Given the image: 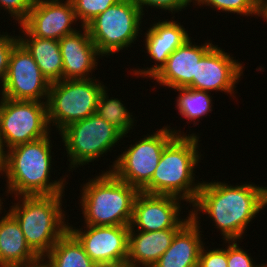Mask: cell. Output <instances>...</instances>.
<instances>
[{
	"label": "cell",
	"mask_w": 267,
	"mask_h": 267,
	"mask_svg": "<svg viewBox=\"0 0 267 267\" xmlns=\"http://www.w3.org/2000/svg\"><path fill=\"white\" fill-rule=\"evenodd\" d=\"M44 257L39 256L37 259L28 262L27 264H20V265H14L9 267H52L51 264L48 261L44 262ZM44 262V263H43Z\"/></svg>",
	"instance_id": "33"
},
{
	"label": "cell",
	"mask_w": 267,
	"mask_h": 267,
	"mask_svg": "<svg viewBox=\"0 0 267 267\" xmlns=\"http://www.w3.org/2000/svg\"><path fill=\"white\" fill-rule=\"evenodd\" d=\"M198 218L191 217L175 234L170 247L152 267H198L203 247Z\"/></svg>",
	"instance_id": "19"
},
{
	"label": "cell",
	"mask_w": 267,
	"mask_h": 267,
	"mask_svg": "<svg viewBox=\"0 0 267 267\" xmlns=\"http://www.w3.org/2000/svg\"><path fill=\"white\" fill-rule=\"evenodd\" d=\"M119 0H71L76 18L80 19L81 26L85 27L100 13L105 12Z\"/></svg>",
	"instance_id": "27"
},
{
	"label": "cell",
	"mask_w": 267,
	"mask_h": 267,
	"mask_svg": "<svg viewBox=\"0 0 267 267\" xmlns=\"http://www.w3.org/2000/svg\"><path fill=\"white\" fill-rule=\"evenodd\" d=\"M213 46V43L208 42L201 46L193 45L191 38L188 39L170 54L151 79L171 89L190 87L196 81L197 64Z\"/></svg>",
	"instance_id": "16"
},
{
	"label": "cell",
	"mask_w": 267,
	"mask_h": 267,
	"mask_svg": "<svg viewBox=\"0 0 267 267\" xmlns=\"http://www.w3.org/2000/svg\"><path fill=\"white\" fill-rule=\"evenodd\" d=\"M47 102L2 97L0 108V157L15 146L50 135ZM6 144V145H5ZM4 147H7L4 149Z\"/></svg>",
	"instance_id": "8"
},
{
	"label": "cell",
	"mask_w": 267,
	"mask_h": 267,
	"mask_svg": "<svg viewBox=\"0 0 267 267\" xmlns=\"http://www.w3.org/2000/svg\"><path fill=\"white\" fill-rule=\"evenodd\" d=\"M107 94L104 87L98 99L96 114L116 127L125 136L134 126V119L124 104L121 103V100H118V98L108 99Z\"/></svg>",
	"instance_id": "25"
},
{
	"label": "cell",
	"mask_w": 267,
	"mask_h": 267,
	"mask_svg": "<svg viewBox=\"0 0 267 267\" xmlns=\"http://www.w3.org/2000/svg\"><path fill=\"white\" fill-rule=\"evenodd\" d=\"M86 230H68L82 244L85 252L97 266L126 264L128 258L129 228L124 226L86 225Z\"/></svg>",
	"instance_id": "12"
},
{
	"label": "cell",
	"mask_w": 267,
	"mask_h": 267,
	"mask_svg": "<svg viewBox=\"0 0 267 267\" xmlns=\"http://www.w3.org/2000/svg\"><path fill=\"white\" fill-rule=\"evenodd\" d=\"M50 138L48 135L15 146L0 157V173H5L7 178V193H14L18 199L20 195H53L65 192L66 178L50 182Z\"/></svg>",
	"instance_id": "2"
},
{
	"label": "cell",
	"mask_w": 267,
	"mask_h": 267,
	"mask_svg": "<svg viewBox=\"0 0 267 267\" xmlns=\"http://www.w3.org/2000/svg\"><path fill=\"white\" fill-rule=\"evenodd\" d=\"M142 18L135 0H119L85 27L101 56H110L134 43Z\"/></svg>",
	"instance_id": "7"
},
{
	"label": "cell",
	"mask_w": 267,
	"mask_h": 267,
	"mask_svg": "<svg viewBox=\"0 0 267 267\" xmlns=\"http://www.w3.org/2000/svg\"><path fill=\"white\" fill-rule=\"evenodd\" d=\"M104 87L92 78L50 83L47 100L49 126L52 123L60 132L69 124L96 114Z\"/></svg>",
	"instance_id": "6"
},
{
	"label": "cell",
	"mask_w": 267,
	"mask_h": 267,
	"mask_svg": "<svg viewBox=\"0 0 267 267\" xmlns=\"http://www.w3.org/2000/svg\"><path fill=\"white\" fill-rule=\"evenodd\" d=\"M35 0H0V6L21 24L28 16Z\"/></svg>",
	"instance_id": "30"
},
{
	"label": "cell",
	"mask_w": 267,
	"mask_h": 267,
	"mask_svg": "<svg viewBox=\"0 0 267 267\" xmlns=\"http://www.w3.org/2000/svg\"><path fill=\"white\" fill-rule=\"evenodd\" d=\"M259 16H262L267 22V0H260Z\"/></svg>",
	"instance_id": "34"
},
{
	"label": "cell",
	"mask_w": 267,
	"mask_h": 267,
	"mask_svg": "<svg viewBox=\"0 0 267 267\" xmlns=\"http://www.w3.org/2000/svg\"><path fill=\"white\" fill-rule=\"evenodd\" d=\"M135 2L140 7V10L144 15L143 12L145 6L168 10L169 12L171 11L173 14V11L179 12L183 8L187 7V5H190L189 3L194 1L193 0H135Z\"/></svg>",
	"instance_id": "31"
},
{
	"label": "cell",
	"mask_w": 267,
	"mask_h": 267,
	"mask_svg": "<svg viewBox=\"0 0 267 267\" xmlns=\"http://www.w3.org/2000/svg\"><path fill=\"white\" fill-rule=\"evenodd\" d=\"M38 257L27 244L16 218L7 212L0 219V267L27 264Z\"/></svg>",
	"instance_id": "21"
},
{
	"label": "cell",
	"mask_w": 267,
	"mask_h": 267,
	"mask_svg": "<svg viewBox=\"0 0 267 267\" xmlns=\"http://www.w3.org/2000/svg\"><path fill=\"white\" fill-rule=\"evenodd\" d=\"M192 206L191 217H198V211L207 213L224 241L241 240L250 221L267 206V187L202 182Z\"/></svg>",
	"instance_id": "1"
},
{
	"label": "cell",
	"mask_w": 267,
	"mask_h": 267,
	"mask_svg": "<svg viewBox=\"0 0 267 267\" xmlns=\"http://www.w3.org/2000/svg\"><path fill=\"white\" fill-rule=\"evenodd\" d=\"M179 91L177 105L180 115L190 122L204 117L212 111V98L208 91L191 89L189 87L176 88Z\"/></svg>",
	"instance_id": "24"
},
{
	"label": "cell",
	"mask_w": 267,
	"mask_h": 267,
	"mask_svg": "<svg viewBox=\"0 0 267 267\" xmlns=\"http://www.w3.org/2000/svg\"><path fill=\"white\" fill-rule=\"evenodd\" d=\"M18 42L17 36L0 35V80L2 84L7 73L11 51Z\"/></svg>",
	"instance_id": "32"
},
{
	"label": "cell",
	"mask_w": 267,
	"mask_h": 267,
	"mask_svg": "<svg viewBox=\"0 0 267 267\" xmlns=\"http://www.w3.org/2000/svg\"><path fill=\"white\" fill-rule=\"evenodd\" d=\"M148 30L145 34V48L147 54H149L154 62L156 61L159 64L155 63L148 70L139 69L133 70V72L134 75L151 78L166 63L170 54L183 45L190 37L185 28L174 20L159 21Z\"/></svg>",
	"instance_id": "18"
},
{
	"label": "cell",
	"mask_w": 267,
	"mask_h": 267,
	"mask_svg": "<svg viewBox=\"0 0 267 267\" xmlns=\"http://www.w3.org/2000/svg\"><path fill=\"white\" fill-rule=\"evenodd\" d=\"M243 68L229 53L214 45L197 64L196 81L189 88L232 94L235 84L243 74Z\"/></svg>",
	"instance_id": "15"
},
{
	"label": "cell",
	"mask_w": 267,
	"mask_h": 267,
	"mask_svg": "<svg viewBox=\"0 0 267 267\" xmlns=\"http://www.w3.org/2000/svg\"><path fill=\"white\" fill-rule=\"evenodd\" d=\"M50 83L26 48L18 42L11 51L2 97L12 100H48ZM46 98V99H45Z\"/></svg>",
	"instance_id": "11"
},
{
	"label": "cell",
	"mask_w": 267,
	"mask_h": 267,
	"mask_svg": "<svg viewBox=\"0 0 267 267\" xmlns=\"http://www.w3.org/2000/svg\"><path fill=\"white\" fill-rule=\"evenodd\" d=\"M2 204H3V202L1 201V198H0V210H2V207H1ZM0 213H1V211H0Z\"/></svg>",
	"instance_id": "36"
},
{
	"label": "cell",
	"mask_w": 267,
	"mask_h": 267,
	"mask_svg": "<svg viewBox=\"0 0 267 267\" xmlns=\"http://www.w3.org/2000/svg\"><path fill=\"white\" fill-rule=\"evenodd\" d=\"M139 191L106 171L82 188L81 208L86 225H130L133 204Z\"/></svg>",
	"instance_id": "4"
},
{
	"label": "cell",
	"mask_w": 267,
	"mask_h": 267,
	"mask_svg": "<svg viewBox=\"0 0 267 267\" xmlns=\"http://www.w3.org/2000/svg\"><path fill=\"white\" fill-rule=\"evenodd\" d=\"M168 128L164 126L131 145L114 161L112 170L109 171L140 192L150 182L165 146L176 135H185L180 130L178 133L177 130Z\"/></svg>",
	"instance_id": "10"
},
{
	"label": "cell",
	"mask_w": 267,
	"mask_h": 267,
	"mask_svg": "<svg viewBox=\"0 0 267 267\" xmlns=\"http://www.w3.org/2000/svg\"><path fill=\"white\" fill-rule=\"evenodd\" d=\"M59 40L63 59V80L91 79L90 74L98 65L96 56L101 54L91 40L86 27ZM92 70V71H91ZM89 75V76H87Z\"/></svg>",
	"instance_id": "17"
},
{
	"label": "cell",
	"mask_w": 267,
	"mask_h": 267,
	"mask_svg": "<svg viewBox=\"0 0 267 267\" xmlns=\"http://www.w3.org/2000/svg\"><path fill=\"white\" fill-rule=\"evenodd\" d=\"M204 245L201 249L198 267H228L227 248L206 251Z\"/></svg>",
	"instance_id": "29"
},
{
	"label": "cell",
	"mask_w": 267,
	"mask_h": 267,
	"mask_svg": "<svg viewBox=\"0 0 267 267\" xmlns=\"http://www.w3.org/2000/svg\"><path fill=\"white\" fill-rule=\"evenodd\" d=\"M35 0L21 25L34 37L60 40L78 30L71 28L78 21L71 0Z\"/></svg>",
	"instance_id": "14"
},
{
	"label": "cell",
	"mask_w": 267,
	"mask_h": 267,
	"mask_svg": "<svg viewBox=\"0 0 267 267\" xmlns=\"http://www.w3.org/2000/svg\"><path fill=\"white\" fill-rule=\"evenodd\" d=\"M20 26L27 36H18L19 42L34 58L43 76L49 83L63 80V59L59 41L34 37L21 24Z\"/></svg>",
	"instance_id": "22"
},
{
	"label": "cell",
	"mask_w": 267,
	"mask_h": 267,
	"mask_svg": "<svg viewBox=\"0 0 267 267\" xmlns=\"http://www.w3.org/2000/svg\"><path fill=\"white\" fill-rule=\"evenodd\" d=\"M198 135H176L163 149L150 182L140 191L152 195H171L193 204L201 183L195 184L194 169L199 154ZM194 186V187H193Z\"/></svg>",
	"instance_id": "3"
},
{
	"label": "cell",
	"mask_w": 267,
	"mask_h": 267,
	"mask_svg": "<svg viewBox=\"0 0 267 267\" xmlns=\"http://www.w3.org/2000/svg\"><path fill=\"white\" fill-rule=\"evenodd\" d=\"M44 258L52 267H98L69 230L59 238Z\"/></svg>",
	"instance_id": "23"
},
{
	"label": "cell",
	"mask_w": 267,
	"mask_h": 267,
	"mask_svg": "<svg viewBox=\"0 0 267 267\" xmlns=\"http://www.w3.org/2000/svg\"><path fill=\"white\" fill-rule=\"evenodd\" d=\"M236 241L231 240L230 242V240H226V243H229L227 246L228 267H264L265 263L255 266L250 255L242 248H239Z\"/></svg>",
	"instance_id": "28"
},
{
	"label": "cell",
	"mask_w": 267,
	"mask_h": 267,
	"mask_svg": "<svg viewBox=\"0 0 267 267\" xmlns=\"http://www.w3.org/2000/svg\"><path fill=\"white\" fill-rule=\"evenodd\" d=\"M59 134L70 157L71 170L96 160L125 137L97 114L69 124Z\"/></svg>",
	"instance_id": "9"
},
{
	"label": "cell",
	"mask_w": 267,
	"mask_h": 267,
	"mask_svg": "<svg viewBox=\"0 0 267 267\" xmlns=\"http://www.w3.org/2000/svg\"><path fill=\"white\" fill-rule=\"evenodd\" d=\"M62 196H19L22 204L18 202L9 210L18 221L27 244L38 256L44 257L68 230L61 208Z\"/></svg>",
	"instance_id": "5"
},
{
	"label": "cell",
	"mask_w": 267,
	"mask_h": 267,
	"mask_svg": "<svg viewBox=\"0 0 267 267\" xmlns=\"http://www.w3.org/2000/svg\"><path fill=\"white\" fill-rule=\"evenodd\" d=\"M181 200L183 199L171 195L139 192L134 200L130 228L145 232L181 229L191 219L190 213L187 219H180Z\"/></svg>",
	"instance_id": "13"
},
{
	"label": "cell",
	"mask_w": 267,
	"mask_h": 267,
	"mask_svg": "<svg viewBox=\"0 0 267 267\" xmlns=\"http://www.w3.org/2000/svg\"><path fill=\"white\" fill-rule=\"evenodd\" d=\"M180 229H163L155 232L136 231L129 228L128 267H152L170 247Z\"/></svg>",
	"instance_id": "20"
},
{
	"label": "cell",
	"mask_w": 267,
	"mask_h": 267,
	"mask_svg": "<svg viewBox=\"0 0 267 267\" xmlns=\"http://www.w3.org/2000/svg\"><path fill=\"white\" fill-rule=\"evenodd\" d=\"M98 267H128L126 264H119V265H107V266H98Z\"/></svg>",
	"instance_id": "35"
},
{
	"label": "cell",
	"mask_w": 267,
	"mask_h": 267,
	"mask_svg": "<svg viewBox=\"0 0 267 267\" xmlns=\"http://www.w3.org/2000/svg\"><path fill=\"white\" fill-rule=\"evenodd\" d=\"M200 5H207L211 8L222 10L230 13H237L239 15H258L260 0H193Z\"/></svg>",
	"instance_id": "26"
}]
</instances>
